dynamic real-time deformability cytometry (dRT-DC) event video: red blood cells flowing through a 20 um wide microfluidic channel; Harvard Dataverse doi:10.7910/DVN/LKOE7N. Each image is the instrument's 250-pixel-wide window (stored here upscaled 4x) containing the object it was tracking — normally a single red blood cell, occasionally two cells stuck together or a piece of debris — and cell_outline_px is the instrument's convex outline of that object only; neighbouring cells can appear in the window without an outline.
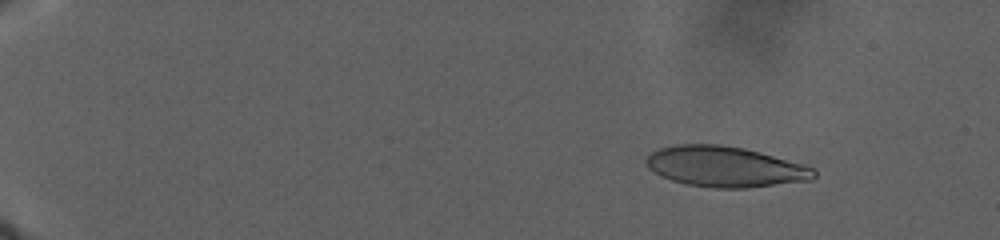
{"species": "human", "species_latin": "Homo sapiens", "temperature_condition": "warm", "stored_images_in_passage": 97, "camera_frame_rate_fps": 3000, "um_per_image_px": 0.085, "donor": {"sex": "male"}, "frame": {"image": 1, "passage_image": 3, "time_ms": 1.333, "image_size_px": [1000, 240], "cell_outline_px": [[816, 176], [812, 180], [748, 188], [716, 188], [688, 184], [672, 180], [660, 176], [648, 168], [644, 160], [652, 152], [660, 148], [676, 144], [720, 144], [744, 148], [760, 152], [804, 164], [812, 168], [816, 172]], "centroid_in_image_um": [61.63, 14.16], "position_along_channel_um": 23.4, "area_um2": 39.71}}
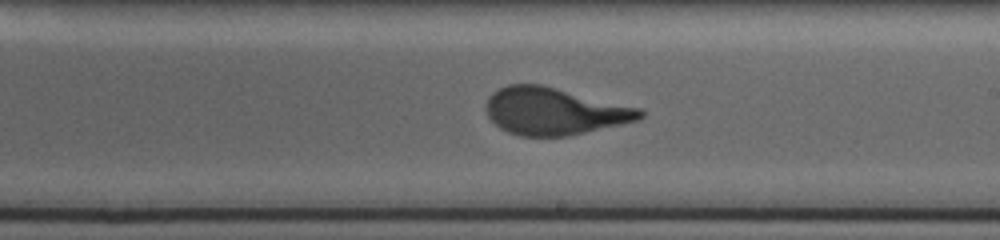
{"frame": {"image": 2, "passage_image": 55, "time_ms": 21.0, "image_size_px": [1000, 240], "cell_outline_px": [[644, 116], [640, 120], [568, 136], [520, 136], [508, 132], [500, 128], [488, 116], [484, 108], [488, 96], [492, 92], [508, 84], [540, 84], [640, 108], [644, 112]], "centroid_in_image_um": [47.09, 9.45], "position_along_channel_um": 241.9, "area_um2": 42.31}}
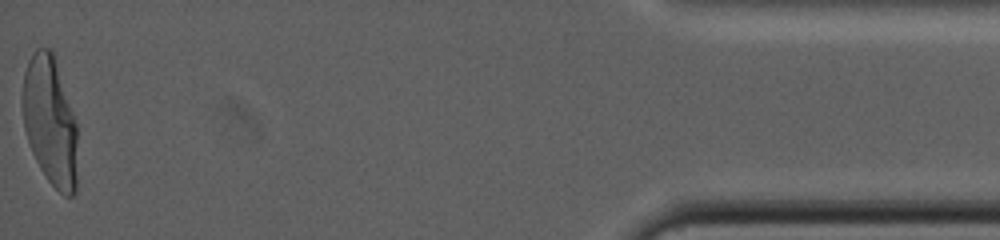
{"frame": {"image": 3, "passage_image": 97, "time_ms": 34.667, "image_size_px": [1000, 240], "cell_outline_px": [[76, 192], [72, 196], [64, 196], [48, 180], [40, 168], [32, 152], [24, 128], [20, 100], [20, 96], [24, 72], [28, 60], [36, 48], [52, 48], [76, 124]], "centroid_in_image_um": [4.21, 10.26], "position_along_channel_um": 431.0, "area_um2": 41.44}}